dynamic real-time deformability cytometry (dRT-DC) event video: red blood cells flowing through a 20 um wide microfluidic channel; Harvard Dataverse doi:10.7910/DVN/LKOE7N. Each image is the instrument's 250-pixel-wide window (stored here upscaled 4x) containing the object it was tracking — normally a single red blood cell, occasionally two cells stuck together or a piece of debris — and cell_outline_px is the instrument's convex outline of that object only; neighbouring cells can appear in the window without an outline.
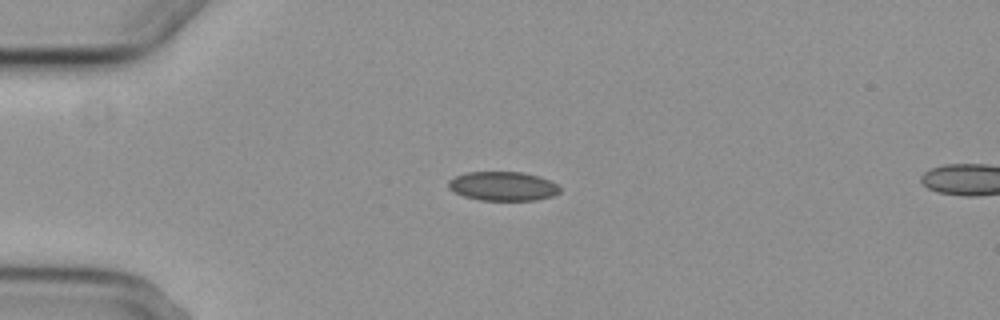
{"species": "common noctule bat (a hibernating species)", "species_latin": "Nyctalus noctula", "temperature_condition": "cold", "stored_images_in_passage": 3, "camera_frame_rate_fps": 3000, "um_per_image_px": 0.085, "animal": {"sex": "female", "body_mass_g": 29.2, "forearm_length_mm": 56.3}, "frame": {"image": 1, "passage_image": 2, "time_ms": 2.333, "image_size_px": [1000, 320], "cell_outline_px": [[560, 192], [552, 196], [536, 200], [480, 200], [464, 196], [448, 188], [448, 180], [456, 176], [468, 172], [524, 172], [540, 176], [556, 184], [560, 188]], "centroid_in_image_um": [42.75, 15.82], "position_along_channel_um": 42.2, "area_um2": 18.84}}